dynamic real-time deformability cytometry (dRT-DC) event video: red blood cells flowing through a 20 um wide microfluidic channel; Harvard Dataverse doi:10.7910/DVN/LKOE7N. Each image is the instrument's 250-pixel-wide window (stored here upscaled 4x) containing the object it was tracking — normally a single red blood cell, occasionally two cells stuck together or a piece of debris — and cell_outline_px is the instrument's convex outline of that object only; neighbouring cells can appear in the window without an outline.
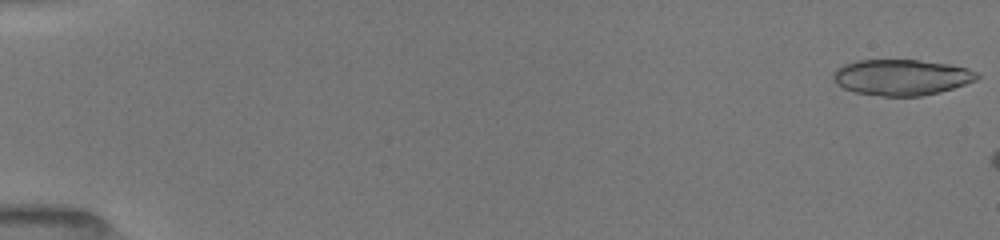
{"species": "common noctule bat (a hibernating species)", "species_latin": "Nyctalus noctula", "temperature_condition": "room temperature", "stored_images_in_passage": 8, "camera_frame_rate_fps": 3000, "um_per_image_px": 0.085, "animal": {"sex": "female", "body_mass_g": 19.5, "forearm_length_mm": 54.1}, "frame": {"image": 1, "passage_image": 1, "time_ms": 0.0, "image_size_px": [1000, 240], "cell_outline_px": [[980, 76], [976, 80], [940, 92], [920, 96], [884, 96], [852, 92], [836, 84], [832, 80], [832, 72], [836, 68], [844, 64], [856, 60], [916, 60], [948, 64], [968, 68], [976, 72]], "centroid_in_image_um": [76.57, 6.57], "position_along_channel_um": 8.4, "area_um2": 30.17}}